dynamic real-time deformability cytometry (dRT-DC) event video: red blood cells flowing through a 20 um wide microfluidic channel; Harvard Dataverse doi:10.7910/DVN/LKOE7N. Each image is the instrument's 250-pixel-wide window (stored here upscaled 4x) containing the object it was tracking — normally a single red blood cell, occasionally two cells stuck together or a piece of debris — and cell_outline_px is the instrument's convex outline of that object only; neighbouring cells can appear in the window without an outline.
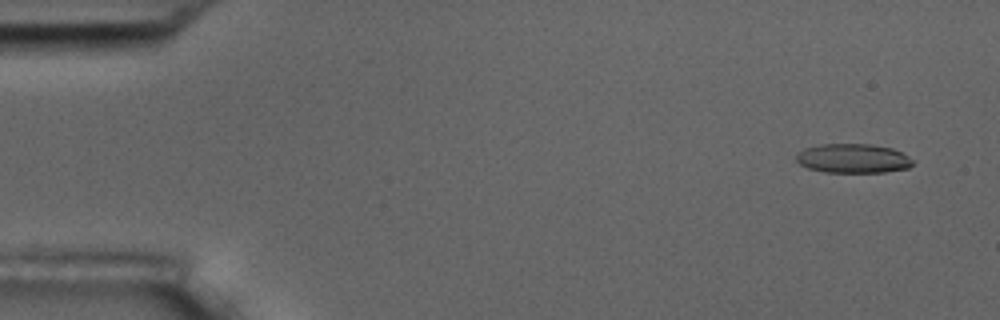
{"species": "common noctule bat (a hibernating species)", "species_latin": "Nyctalus noctula", "temperature_condition": "room temperature", "stored_images_in_passage": 10, "camera_frame_rate_fps": 3000, "um_per_image_px": 0.085, "animal": {"sex": "male", "body_mass_g": 17.5, "forearm_length_mm": 52.3}, "frame": {"image": 1, "passage_image": 1, "time_ms": 0.0, "image_size_px": [1000, 320], "cell_outline_px": [[912, 164], [908, 168], [884, 172], [824, 172], [808, 168], [800, 164], [796, 160], [796, 156], [804, 148], [820, 144], [868, 144], [892, 148], [908, 156], [912, 160]], "centroid_in_image_um": [72.49, 13.46], "position_along_channel_um": 12.5, "area_um2": 19.71}}
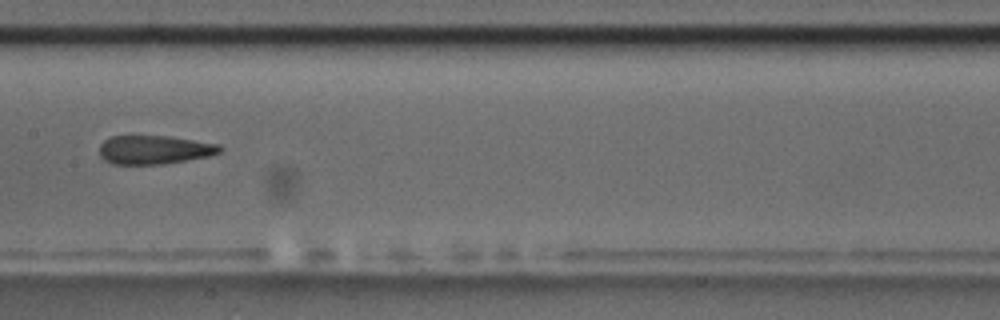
{"frame": {"image": 2, "passage_image": 8, "time_ms": 8.333, "image_size_px": [1000, 320], "cell_outline_px": [[224, 148], [220, 152], [208, 156], [164, 164], [112, 164], [104, 160], [100, 156], [100, 144], [104, 140], [112, 136], [168, 136], [220, 144]], "centroid_in_image_um": [13.12, 12.73], "position_along_channel_um": 194.3, "area_um2": 20.17}}
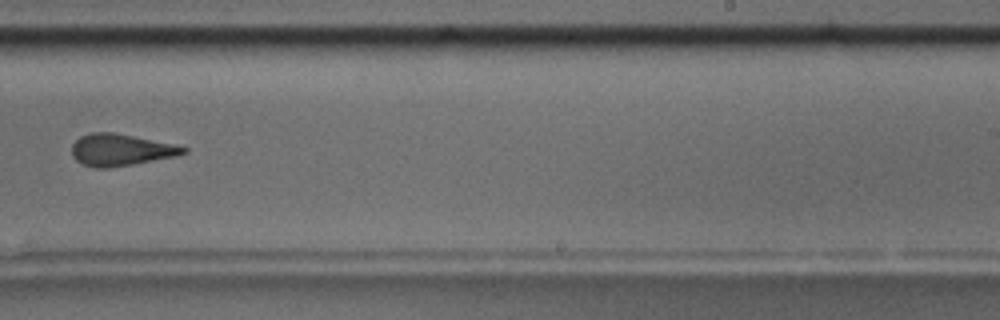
{"frame": {"image": 3, "passage_image": 10, "time_ms": 10.667, "image_size_px": [1000, 320], "cell_outline_px": [[188, 152], [176, 156], [132, 164], [108, 168], [96, 168], [84, 164], [76, 160], [72, 156], [72, 144], [80, 136], [88, 132], [112, 132], [172, 144], [188, 148]], "centroid_in_image_um": [10.22, 12.74], "position_along_channel_um": 278.8, "area_um2": 20.46}}